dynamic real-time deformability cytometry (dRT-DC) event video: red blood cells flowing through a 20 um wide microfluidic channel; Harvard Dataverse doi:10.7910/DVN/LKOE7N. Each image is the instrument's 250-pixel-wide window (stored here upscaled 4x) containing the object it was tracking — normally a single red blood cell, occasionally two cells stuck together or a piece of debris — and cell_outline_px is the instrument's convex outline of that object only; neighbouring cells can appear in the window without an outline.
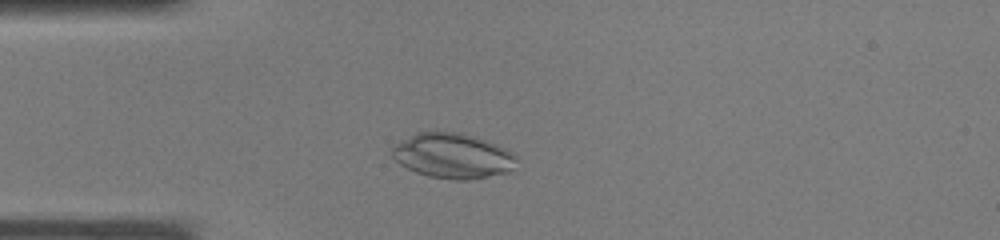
{"species": "common noctule bat (a hibernating species)", "species_latin": "Nyctalus noctula", "temperature_condition": "warm", "stored_images_in_passage": 33, "camera_frame_rate_fps": 3000, "um_per_image_px": 0.085, "animal": {"sex": "male", "body_mass_g": 19.0, "forearm_length_mm": 50.8}, "frame": {"image": 1, "passage_image": 6, "time_ms": 1.667, "image_size_px": [1000, 240], "cell_outline_px": [[516, 160], [512, 168], [508, 172], [468, 180], [456, 180], [428, 176], [416, 172], [400, 164], [392, 156], [392, 148], [396, 144], [416, 132], [460, 132], [476, 136], [488, 140], [512, 152], [516, 156]], "centroid_in_image_um": [38.49, 13.24], "position_along_channel_um": 46.5, "area_um2": 32.54}}
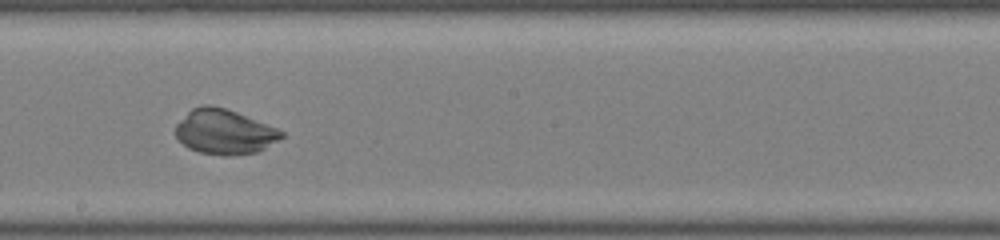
{"frame": {"image": 2, "passage_image": 17, "time_ms": 5.333, "image_size_px": [1000, 240], "cell_outline_px": [[284, 136], [264, 148], [256, 152], [228, 156], [224, 156], [200, 152], [188, 148], [176, 136], [176, 124], [192, 108], [200, 104], [212, 104], [236, 112], [276, 128], [284, 132]], "centroid_in_image_um": [19.05, 11.19], "position_along_channel_um": 229.2, "area_um2": 27.4}}
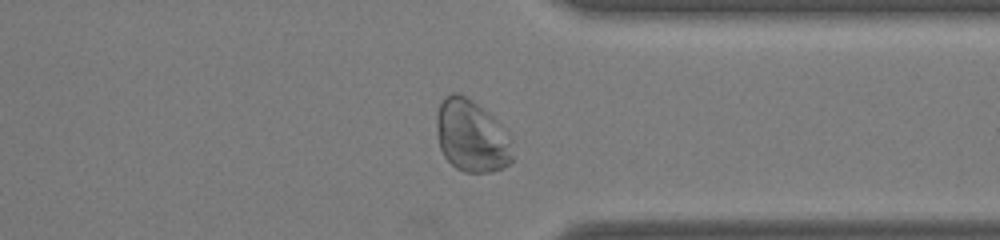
{"frame": {"image": 3, "passage_image": 25, "time_ms": 8.0, "image_size_px": [1000, 240], "cell_outline_px": [[512, 160], [504, 168], [492, 172], [464, 172], [456, 168], [444, 156], [440, 148], [436, 128], [436, 112], [444, 96], [452, 92], [460, 92], [472, 100], [488, 112], [508, 132], [512, 156]], "centroid_in_image_um": [40.06, 11.54], "position_along_channel_um": 371.3, "area_um2": 32.14}}